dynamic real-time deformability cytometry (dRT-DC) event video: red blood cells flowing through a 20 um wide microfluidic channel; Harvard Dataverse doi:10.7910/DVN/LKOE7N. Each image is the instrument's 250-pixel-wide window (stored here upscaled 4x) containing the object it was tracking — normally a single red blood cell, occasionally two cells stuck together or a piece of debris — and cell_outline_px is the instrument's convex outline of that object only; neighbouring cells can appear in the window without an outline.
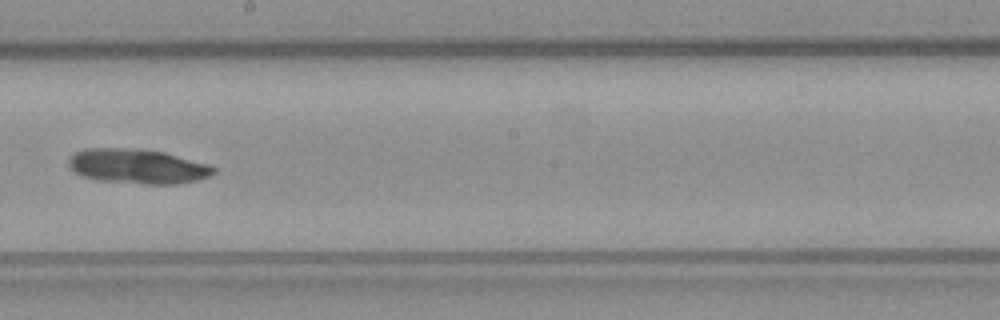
{"species": "common noctule bat (a hibernating species)", "species_latin": "Nyctalus noctula", "temperature_condition": "warm", "stored_images_in_passage": 50, "camera_frame_rate_fps": 3000, "um_per_image_px": 0.085, "animal": {"sex": "male", "body_mass_g": 23.1, "forearm_length_mm": 52.7}, "frame": {"image": 1, "passage_image": 29, "time_ms": 9.333, "image_size_px": [1000, 320], "cell_outline_px": [[216, 172], [208, 176], [196, 180], [176, 184], [144, 184], [100, 180], [80, 176], [68, 164], [68, 160], [76, 152], [84, 148], [136, 148], [164, 152], [212, 164], [216, 168]], "centroid_in_image_um": [11.73, 14.13], "position_along_channel_um": 236.5, "area_um2": 29.42}}
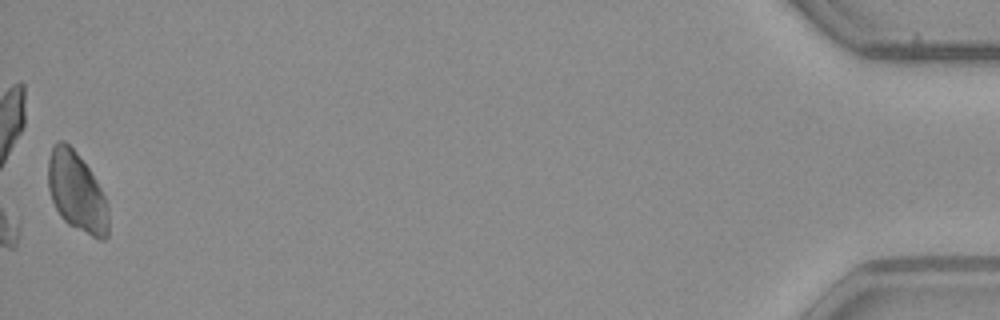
{"frame": {"image": 2, "passage_image": 50, "time_ms": 16.333, "image_size_px": [1000, 320], "cell_outline_px": [[108, 236], [104, 240], [100, 240], [68, 224], [60, 216], [52, 200], [48, 188], [48, 160], [52, 148], [56, 140], [64, 140], [76, 152], [88, 168], [100, 188], [104, 196], [108, 208]], "centroid_in_image_um": [6.51, 16.32], "position_along_channel_um": 428.7, "area_um2": 27.74}}